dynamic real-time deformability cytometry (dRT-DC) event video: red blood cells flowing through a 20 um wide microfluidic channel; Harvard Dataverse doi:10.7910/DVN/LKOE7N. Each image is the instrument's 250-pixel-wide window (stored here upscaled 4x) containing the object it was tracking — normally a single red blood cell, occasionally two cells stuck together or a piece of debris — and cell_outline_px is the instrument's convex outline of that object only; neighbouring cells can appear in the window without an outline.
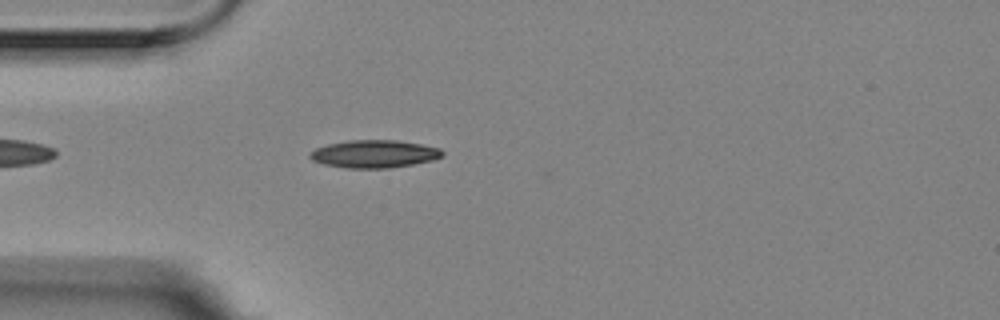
{"species": "Egyptian fruit bat (a non-hibernating species)", "species_latin": "Rousettus aegyptiacus", "temperature_condition": "room temperature", "stored_images_in_passage": 36, "camera_frame_rate_fps": 3000, "um_per_image_px": 0.085, "animal": {"sex": "female"}, "frame": {"image": 1, "passage_image": 1, "time_ms": 0.0, "image_size_px": [1000, 320], "cell_outline_px": [[444, 156], [432, 160], [412, 164], [388, 168], [348, 168], [324, 164], [312, 160], [308, 156], [316, 148], [328, 144], [348, 140], [396, 140], [420, 144], [440, 148], [444, 152]], "centroid_in_image_um": [31.82, 13.08], "position_along_channel_um": 53.2, "area_um2": 21.27}}
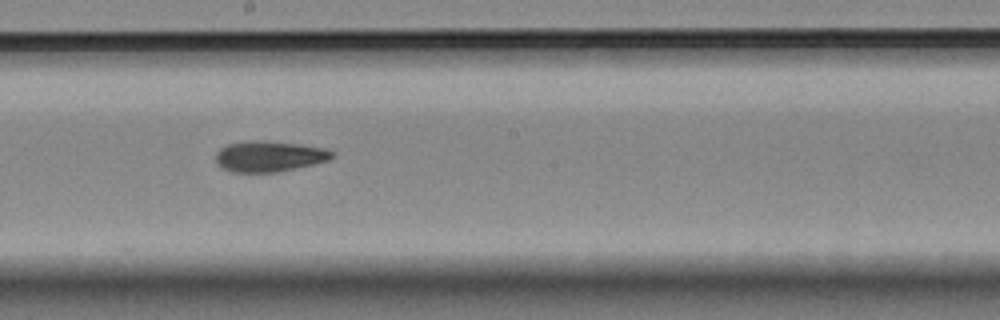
{"frame": {"image": 2, "passage_image": 16, "time_ms": 5.0, "image_size_px": [1000, 320], "cell_outline_px": [[336, 156], [328, 160], [312, 164], [276, 172], [232, 172], [216, 164], [216, 152], [220, 148], [228, 144], [252, 140], [256, 140], [300, 144], [328, 148]], "centroid_in_image_um": [22.88, 13.28], "position_along_channel_um": 225.3, "area_um2": 20.75}}
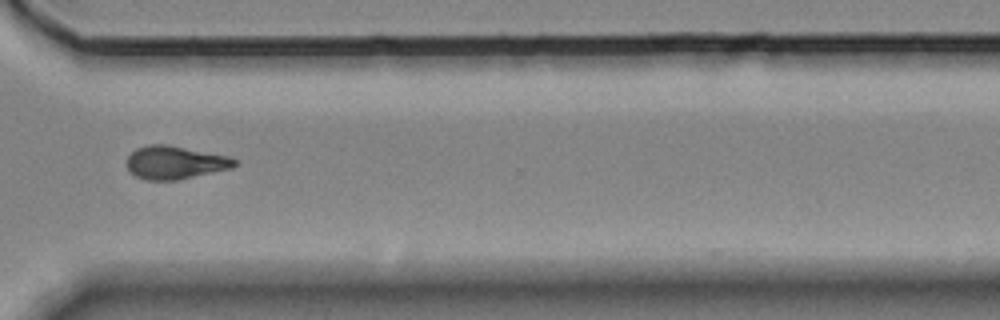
{"frame": {"image": 3, "passage_image": 27, "time_ms": 8.667, "image_size_px": [1000, 320], "cell_outline_px": [[236, 164], [232, 168], [176, 180], [144, 180], [128, 172], [128, 156], [136, 148], [148, 144], [168, 144], [232, 156], [236, 160]], "centroid_in_image_um": [14.88, 13.8], "position_along_channel_um": 355.7, "area_um2": 20.98}, "authors_computed_cell_mechanics": {"area_um2": 20.5479, "velocity_mm_per_s": 3.555, "shape_relaxation_time_tau1_ms": null, "shape_relaxation_time_tau2_ms": 3.9768, "deformation_change_tau1": null, "deformation_change_tau2": 0.1025}}